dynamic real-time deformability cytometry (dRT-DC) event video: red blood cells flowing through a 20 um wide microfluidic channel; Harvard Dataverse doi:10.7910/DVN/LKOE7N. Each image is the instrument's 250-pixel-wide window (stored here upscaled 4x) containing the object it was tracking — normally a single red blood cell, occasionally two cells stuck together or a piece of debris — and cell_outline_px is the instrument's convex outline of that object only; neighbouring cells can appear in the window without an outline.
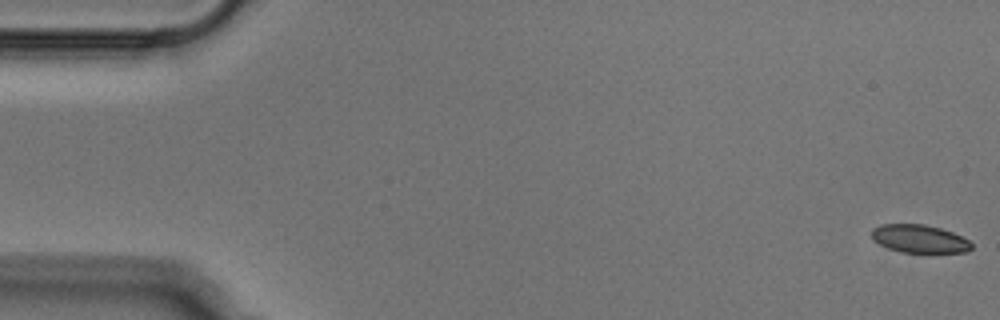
{"species": "Egyptian fruit bat (a non-hibernating species)", "species_latin": "Rousettus aegyptiacus", "temperature_condition": "cold", "stored_images_in_passage": 52, "camera_frame_rate_fps": 3000, "um_per_image_px": 0.085, "animal": {"sex": "male"}, "frame": {"image": 1, "passage_image": 1, "time_ms": 0.0, "image_size_px": [1000, 320], "cell_outline_px": [[972, 248], [968, 252], [900, 252], [888, 248], [872, 240], [872, 228], [880, 224], [924, 224], [940, 228], [952, 232], [968, 240], [972, 244]], "centroid_in_image_um": [78.13, 20.29], "position_along_channel_um": 6.9, "area_um2": 16.3}}
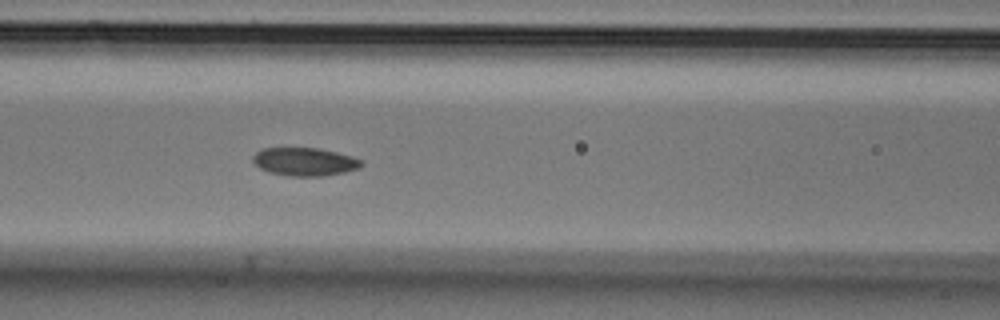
{"frame": {"image": 2, "passage_image": 22, "time_ms": 7.0, "image_size_px": [1000, 320], "cell_outline_px": [[364, 164], [360, 168], [344, 172], [324, 176], [288, 176], [268, 172], [260, 168], [252, 160], [252, 156], [260, 148], [320, 148], [352, 156], [364, 160]], "centroid_in_image_um": [25.92, 13.74], "position_along_channel_um": 140.7, "area_um2": 18.03}}
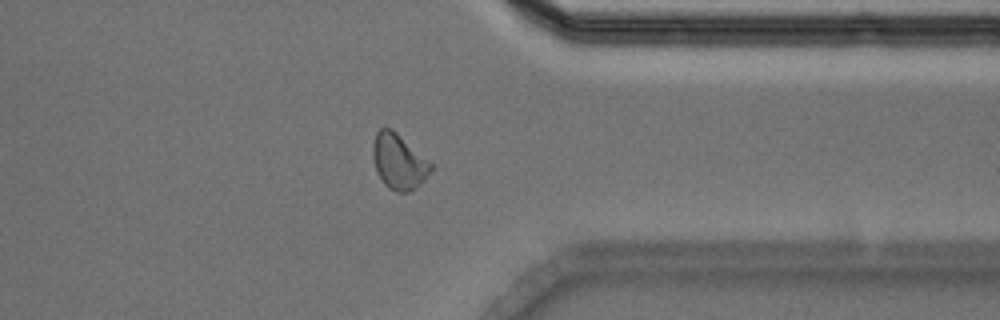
{"frame": {"image": 3, "passage_image": 41, "time_ms": 13.333, "image_size_px": [1000, 320], "cell_outline_px": [[432, 168], [424, 180], [416, 188], [408, 192], [396, 192], [388, 188], [384, 184], [376, 172], [372, 156], [372, 144], [376, 132], [380, 128], [392, 128], [432, 164]], "centroid_in_image_um": [33.85, 13.74], "position_along_channel_um": 377.5, "area_um2": 18.67}}